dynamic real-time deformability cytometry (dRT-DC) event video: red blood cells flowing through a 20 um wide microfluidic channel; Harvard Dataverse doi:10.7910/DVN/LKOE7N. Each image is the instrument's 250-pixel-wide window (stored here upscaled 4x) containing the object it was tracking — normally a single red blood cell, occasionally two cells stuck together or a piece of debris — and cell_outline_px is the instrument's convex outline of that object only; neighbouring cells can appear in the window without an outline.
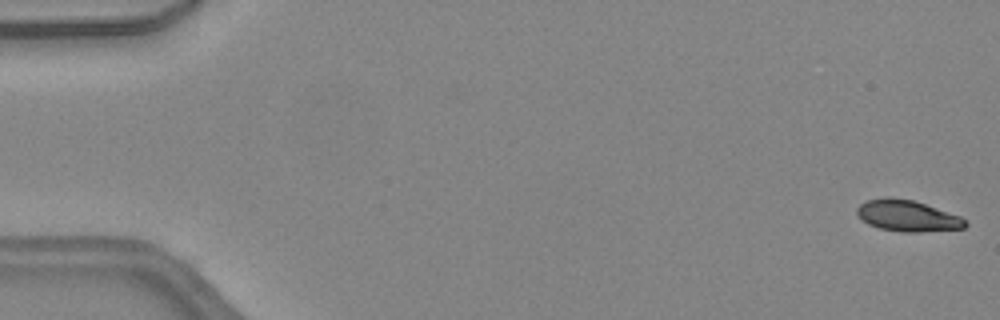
{"species": "common noctule bat (a hibernating species)", "species_latin": "Nyctalus noctula", "temperature_condition": "warm", "stored_images_in_passage": 46, "camera_frame_rate_fps": 3000, "um_per_image_px": 0.085, "animal": {"sex": "female", "body_mass_g": 24.6, "forearm_length_mm": 56.2}, "frame": {"image": 1, "passage_image": 1, "time_ms": 0.0, "image_size_px": [1000, 320], "cell_outline_px": [[968, 224], [964, 228], [920, 232], [900, 232], [880, 228], [868, 224], [860, 220], [856, 212], [856, 208], [860, 204], [868, 200], [888, 196], [912, 200], [960, 216]], "centroid_in_image_um": [77.08, 18.35], "position_along_channel_um": 7.9, "area_um2": 19.65}}
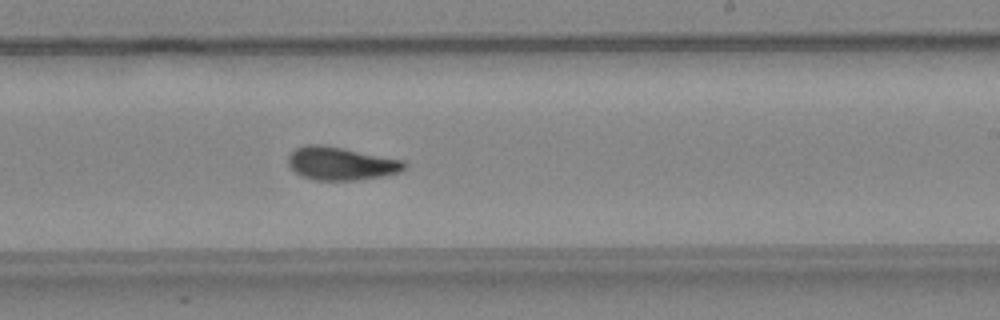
{"frame": {"image": 2, "passage_image": 28, "time_ms": 9.0, "image_size_px": [1000, 320], "cell_outline_px": [[408, 164], [400, 172], [384, 176], [356, 180], [316, 180], [300, 176], [288, 164], [288, 156], [296, 148], [304, 144], [320, 144], [344, 148], [404, 160]], "centroid_in_image_um": [28.99, 13.89], "position_along_channel_um": 260.0, "area_um2": 22.54}}
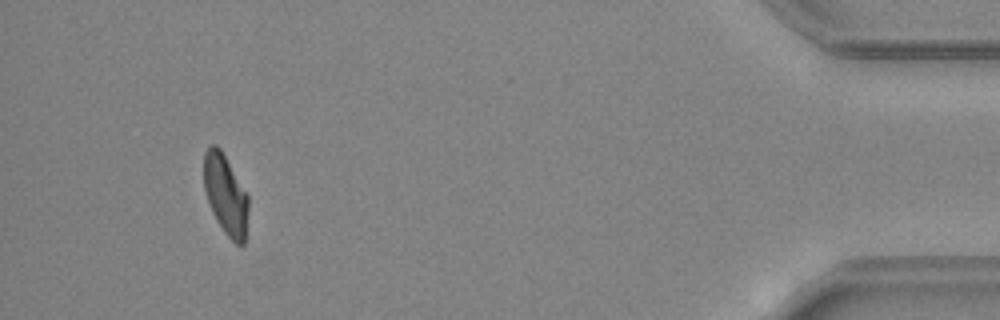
{"frame": {"image": 3, "passage_image": 43, "time_ms": 14.0, "image_size_px": [1000, 320], "cell_outline_px": [[248, 208], [244, 244], [236, 244], [224, 232], [216, 220], [212, 212], [204, 188], [204, 152], [212, 144], [216, 144], [220, 148], [248, 196]], "centroid_in_image_um": [19.16, 16.55], "position_along_channel_um": 416.0, "area_um2": 20.4}, "authors_computed_cell_mechanics": {"area_um2": 21.8195, "velocity_mm_per_s": 4.5114, "shape_relaxation_time_tau1_ms": 6.3811, "shape_relaxation_time_tau2_ms": 2.8145, "deformation_change_tau1": 0.1976, "deformation_change_tau2": 0.0708}}